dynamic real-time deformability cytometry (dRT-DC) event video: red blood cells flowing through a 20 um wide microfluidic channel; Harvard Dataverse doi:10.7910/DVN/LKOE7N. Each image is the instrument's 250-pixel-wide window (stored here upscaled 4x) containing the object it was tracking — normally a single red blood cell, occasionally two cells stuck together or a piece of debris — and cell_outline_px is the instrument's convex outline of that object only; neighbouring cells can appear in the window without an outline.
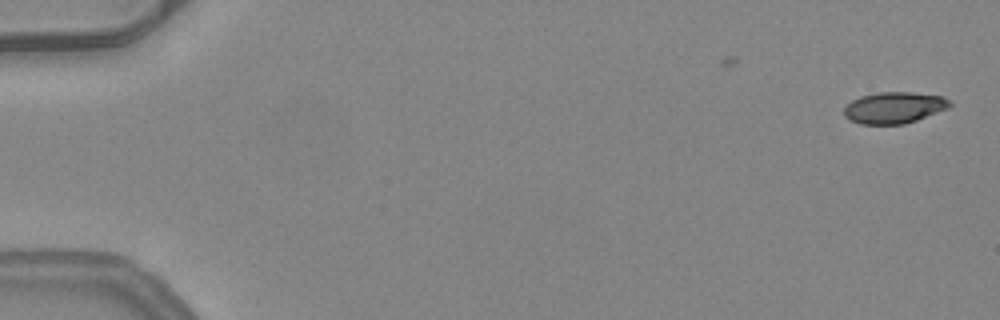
{"species": "common noctule bat (a hibernating species)", "species_latin": "Nyctalus noctula", "temperature_condition": "warm", "stored_images_in_passage": 13, "camera_frame_rate_fps": 3000, "um_per_image_px": 0.085, "animal": {"sex": "female", "body_mass_g": 24.6, "forearm_length_mm": 56.2}, "frame": {"image": 1, "passage_image": 1, "time_ms": 0.0, "image_size_px": [1000, 320], "cell_outline_px": [[952, 104], [948, 108], [916, 120], [904, 124], [860, 124], [848, 120], [844, 116], [844, 108], [852, 100], [860, 96], [880, 92], [912, 92], [940, 96], [952, 100]], "centroid_in_image_um": [75.99, 9.15], "position_along_channel_um": 9.0, "area_um2": 19.36}}